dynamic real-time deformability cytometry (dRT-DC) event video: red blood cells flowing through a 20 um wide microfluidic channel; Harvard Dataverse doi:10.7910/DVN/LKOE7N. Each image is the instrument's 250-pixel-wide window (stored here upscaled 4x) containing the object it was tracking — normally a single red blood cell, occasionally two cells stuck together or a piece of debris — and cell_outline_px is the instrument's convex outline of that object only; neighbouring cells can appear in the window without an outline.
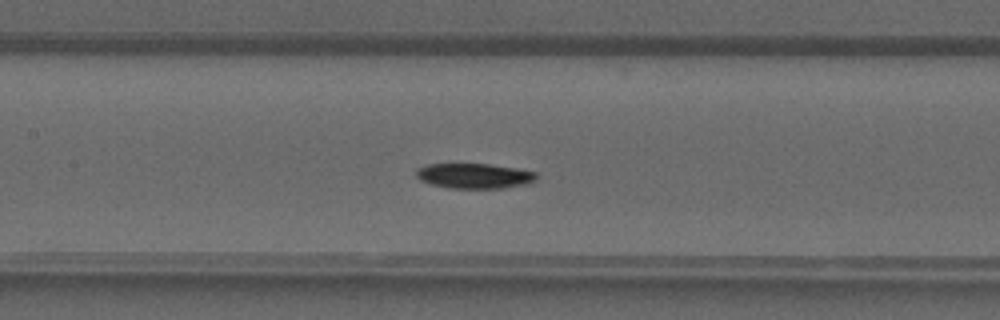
{"species": "common noctule bat (a hibernating species)", "species_latin": "Nyctalus noctula", "temperature_condition": "warm", "stored_images_in_passage": 37, "camera_frame_rate_fps": 3000, "um_per_image_px": 0.085, "animal": {"sex": "male", "forearm_length_mm": 52.5}, "frame": {"image": 1, "passage_image": 16, "time_ms": 5.0, "image_size_px": [1000, 320], "cell_outline_px": [[536, 180], [528, 184], [504, 188], [448, 188], [432, 184], [420, 180], [416, 176], [416, 168], [428, 164], [488, 164], [516, 168], [536, 172]], "centroid_in_image_um": [40.32, 14.95], "position_along_channel_um": 167.1, "area_um2": 17.63}}
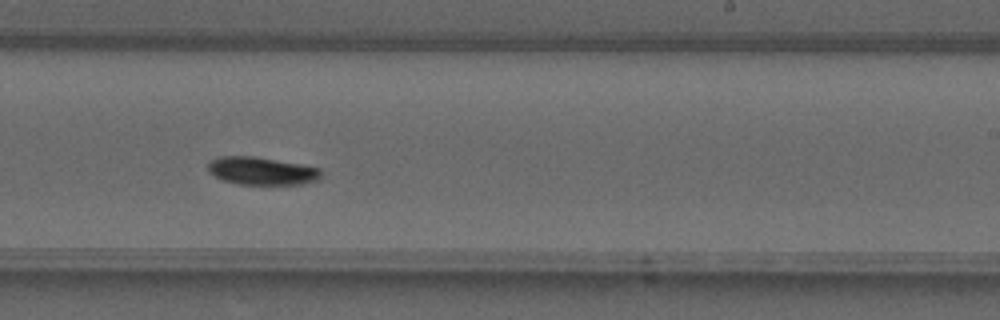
{"frame": {"image": 2, "passage_image": 22, "time_ms": 7.0, "image_size_px": [1000, 320], "cell_outline_px": [[324, 176], [320, 180], [304, 184], [236, 184], [224, 180], [208, 172], [208, 160], [220, 156], [256, 156], [300, 164], [320, 168]], "centroid_in_image_um": [22.28, 14.52], "position_along_channel_um": 266.7, "area_um2": 18.61}}
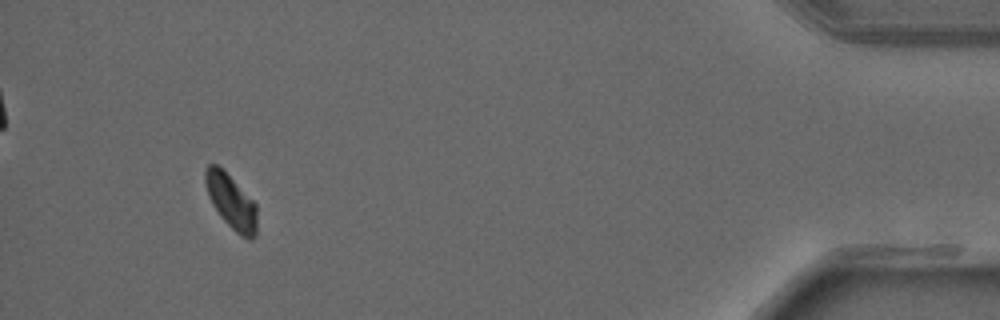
{"frame": {"image": 3, "passage_image": 35, "time_ms": 11.333, "image_size_px": [1000, 320], "cell_outline_px": [[256, 236], [252, 240], [248, 240], [240, 236], [220, 216], [212, 204], [208, 196], [204, 180], [204, 172], [208, 164], [216, 164], [256, 204]], "centroid_in_image_um": [19.63, 17.18], "position_along_channel_um": 415.6, "area_um2": 16.07}}